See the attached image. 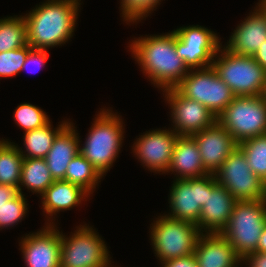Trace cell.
I'll return each mask as SVG.
<instances>
[{
	"label": "cell",
	"instance_id": "cell-1",
	"mask_svg": "<svg viewBox=\"0 0 266 267\" xmlns=\"http://www.w3.org/2000/svg\"><path fill=\"white\" fill-rule=\"evenodd\" d=\"M129 44L132 57L150 83L159 90L175 88L189 69L179 57L175 46V32L134 38Z\"/></svg>",
	"mask_w": 266,
	"mask_h": 267
},
{
	"label": "cell",
	"instance_id": "cell-20",
	"mask_svg": "<svg viewBox=\"0 0 266 267\" xmlns=\"http://www.w3.org/2000/svg\"><path fill=\"white\" fill-rule=\"evenodd\" d=\"M89 196L86 190L76 184L65 180H55L41 195L42 212L46 213L44 215L48 221L45 225H55L53 222L55 215L60 211L78 207L82 201H87L86 198L88 199Z\"/></svg>",
	"mask_w": 266,
	"mask_h": 267
},
{
	"label": "cell",
	"instance_id": "cell-17",
	"mask_svg": "<svg viewBox=\"0 0 266 267\" xmlns=\"http://www.w3.org/2000/svg\"><path fill=\"white\" fill-rule=\"evenodd\" d=\"M237 200L217 183L211 174V192H207L205 206L201 208L198 231L201 234L221 233L227 226Z\"/></svg>",
	"mask_w": 266,
	"mask_h": 267
},
{
	"label": "cell",
	"instance_id": "cell-8",
	"mask_svg": "<svg viewBox=\"0 0 266 267\" xmlns=\"http://www.w3.org/2000/svg\"><path fill=\"white\" fill-rule=\"evenodd\" d=\"M217 121L239 144L266 134V100L260 96H235Z\"/></svg>",
	"mask_w": 266,
	"mask_h": 267
},
{
	"label": "cell",
	"instance_id": "cell-5",
	"mask_svg": "<svg viewBox=\"0 0 266 267\" xmlns=\"http://www.w3.org/2000/svg\"><path fill=\"white\" fill-rule=\"evenodd\" d=\"M266 224V198L237 201L227 226L220 233L241 258L256 252Z\"/></svg>",
	"mask_w": 266,
	"mask_h": 267
},
{
	"label": "cell",
	"instance_id": "cell-31",
	"mask_svg": "<svg viewBox=\"0 0 266 267\" xmlns=\"http://www.w3.org/2000/svg\"><path fill=\"white\" fill-rule=\"evenodd\" d=\"M24 194L19 193L7 203H0V230L17 225L26 216L28 203Z\"/></svg>",
	"mask_w": 266,
	"mask_h": 267
},
{
	"label": "cell",
	"instance_id": "cell-28",
	"mask_svg": "<svg viewBox=\"0 0 266 267\" xmlns=\"http://www.w3.org/2000/svg\"><path fill=\"white\" fill-rule=\"evenodd\" d=\"M238 147L243 151L252 172L266 181V134L242 141Z\"/></svg>",
	"mask_w": 266,
	"mask_h": 267
},
{
	"label": "cell",
	"instance_id": "cell-39",
	"mask_svg": "<svg viewBox=\"0 0 266 267\" xmlns=\"http://www.w3.org/2000/svg\"><path fill=\"white\" fill-rule=\"evenodd\" d=\"M260 8L265 12L266 14V0H259V2L257 3Z\"/></svg>",
	"mask_w": 266,
	"mask_h": 267
},
{
	"label": "cell",
	"instance_id": "cell-35",
	"mask_svg": "<svg viewBox=\"0 0 266 267\" xmlns=\"http://www.w3.org/2000/svg\"><path fill=\"white\" fill-rule=\"evenodd\" d=\"M162 267H198L194 255L179 257L161 263Z\"/></svg>",
	"mask_w": 266,
	"mask_h": 267
},
{
	"label": "cell",
	"instance_id": "cell-37",
	"mask_svg": "<svg viewBox=\"0 0 266 267\" xmlns=\"http://www.w3.org/2000/svg\"><path fill=\"white\" fill-rule=\"evenodd\" d=\"M252 57L266 71V41L260 45Z\"/></svg>",
	"mask_w": 266,
	"mask_h": 267
},
{
	"label": "cell",
	"instance_id": "cell-24",
	"mask_svg": "<svg viewBox=\"0 0 266 267\" xmlns=\"http://www.w3.org/2000/svg\"><path fill=\"white\" fill-rule=\"evenodd\" d=\"M54 181L44 158H24L19 182L20 193L23 194L25 187L29 192L40 196Z\"/></svg>",
	"mask_w": 266,
	"mask_h": 267
},
{
	"label": "cell",
	"instance_id": "cell-9",
	"mask_svg": "<svg viewBox=\"0 0 266 267\" xmlns=\"http://www.w3.org/2000/svg\"><path fill=\"white\" fill-rule=\"evenodd\" d=\"M175 89L187 99L196 100L218 117L235 97L212 66L191 69Z\"/></svg>",
	"mask_w": 266,
	"mask_h": 267
},
{
	"label": "cell",
	"instance_id": "cell-32",
	"mask_svg": "<svg viewBox=\"0 0 266 267\" xmlns=\"http://www.w3.org/2000/svg\"><path fill=\"white\" fill-rule=\"evenodd\" d=\"M32 48L27 45L0 53V79L11 78L21 73L27 54Z\"/></svg>",
	"mask_w": 266,
	"mask_h": 267
},
{
	"label": "cell",
	"instance_id": "cell-4",
	"mask_svg": "<svg viewBox=\"0 0 266 267\" xmlns=\"http://www.w3.org/2000/svg\"><path fill=\"white\" fill-rule=\"evenodd\" d=\"M234 96H260L266 86V71L252 56L238 55L224 46L218 49L212 65Z\"/></svg>",
	"mask_w": 266,
	"mask_h": 267
},
{
	"label": "cell",
	"instance_id": "cell-29",
	"mask_svg": "<svg viewBox=\"0 0 266 267\" xmlns=\"http://www.w3.org/2000/svg\"><path fill=\"white\" fill-rule=\"evenodd\" d=\"M13 117L16 125L22 128L24 132L43 127L50 121L44 110L27 102L16 107Z\"/></svg>",
	"mask_w": 266,
	"mask_h": 267
},
{
	"label": "cell",
	"instance_id": "cell-12",
	"mask_svg": "<svg viewBox=\"0 0 266 267\" xmlns=\"http://www.w3.org/2000/svg\"><path fill=\"white\" fill-rule=\"evenodd\" d=\"M207 192H211V174L199 178L174 179L168 195L171 212L164 215L197 225Z\"/></svg>",
	"mask_w": 266,
	"mask_h": 267
},
{
	"label": "cell",
	"instance_id": "cell-14",
	"mask_svg": "<svg viewBox=\"0 0 266 267\" xmlns=\"http://www.w3.org/2000/svg\"><path fill=\"white\" fill-rule=\"evenodd\" d=\"M163 96L171 109L172 129L178 135L191 136L217 121L215 114L204 105L196 100L187 99L175 88L164 90Z\"/></svg>",
	"mask_w": 266,
	"mask_h": 267
},
{
	"label": "cell",
	"instance_id": "cell-18",
	"mask_svg": "<svg viewBox=\"0 0 266 267\" xmlns=\"http://www.w3.org/2000/svg\"><path fill=\"white\" fill-rule=\"evenodd\" d=\"M266 41V14L257 4L253 12L237 25L223 45L227 50L238 55L253 56L260 45Z\"/></svg>",
	"mask_w": 266,
	"mask_h": 267
},
{
	"label": "cell",
	"instance_id": "cell-36",
	"mask_svg": "<svg viewBox=\"0 0 266 267\" xmlns=\"http://www.w3.org/2000/svg\"><path fill=\"white\" fill-rule=\"evenodd\" d=\"M19 189L11 185L0 184V203H7L19 194Z\"/></svg>",
	"mask_w": 266,
	"mask_h": 267
},
{
	"label": "cell",
	"instance_id": "cell-33",
	"mask_svg": "<svg viewBox=\"0 0 266 267\" xmlns=\"http://www.w3.org/2000/svg\"><path fill=\"white\" fill-rule=\"evenodd\" d=\"M49 52L47 49H34L32 48L29 53L27 54V57L25 59V62L22 66V71L29 69L33 72H38L39 69L43 68L45 64H47V59ZM33 69H31L32 67ZM38 70V71H37Z\"/></svg>",
	"mask_w": 266,
	"mask_h": 267
},
{
	"label": "cell",
	"instance_id": "cell-27",
	"mask_svg": "<svg viewBox=\"0 0 266 267\" xmlns=\"http://www.w3.org/2000/svg\"><path fill=\"white\" fill-rule=\"evenodd\" d=\"M28 45L27 25L23 15L0 19V53Z\"/></svg>",
	"mask_w": 266,
	"mask_h": 267
},
{
	"label": "cell",
	"instance_id": "cell-23",
	"mask_svg": "<svg viewBox=\"0 0 266 267\" xmlns=\"http://www.w3.org/2000/svg\"><path fill=\"white\" fill-rule=\"evenodd\" d=\"M69 122L70 120H63L57 128H53L52 123L49 121L43 127L23 132V146L25 149L22 150V147L16 144L19 152L24 158H45L52 147L55 137Z\"/></svg>",
	"mask_w": 266,
	"mask_h": 267
},
{
	"label": "cell",
	"instance_id": "cell-41",
	"mask_svg": "<svg viewBox=\"0 0 266 267\" xmlns=\"http://www.w3.org/2000/svg\"><path fill=\"white\" fill-rule=\"evenodd\" d=\"M265 192H266V181L264 182Z\"/></svg>",
	"mask_w": 266,
	"mask_h": 267
},
{
	"label": "cell",
	"instance_id": "cell-11",
	"mask_svg": "<svg viewBox=\"0 0 266 267\" xmlns=\"http://www.w3.org/2000/svg\"><path fill=\"white\" fill-rule=\"evenodd\" d=\"M175 32L177 54L189 70L202 69L212 65L222 45L220 37L211 29L200 25L182 26ZM221 42V43H220Z\"/></svg>",
	"mask_w": 266,
	"mask_h": 267
},
{
	"label": "cell",
	"instance_id": "cell-6",
	"mask_svg": "<svg viewBox=\"0 0 266 267\" xmlns=\"http://www.w3.org/2000/svg\"><path fill=\"white\" fill-rule=\"evenodd\" d=\"M155 219L150 225L149 239L159 264L194 254L196 241L201 234L196 224L174 220L165 215Z\"/></svg>",
	"mask_w": 266,
	"mask_h": 267
},
{
	"label": "cell",
	"instance_id": "cell-38",
	"mask_svg": "<svg viewBox=\"0 0 266 267\" xmlns=\"http://www.w3.org/2000/svg\"><path fill=\"white\" fill-rule=\"evenodd\" d=\"M256 252L266 253V224L263 228Z\"/></svg>",
	"mask_w": 266,
	"mask_h": 267
},
{
	"label": "cell",
	"instance_id": "cell-21",
	"mask_svg": "<svg viewBox=\"0 0 266 267\" xmlns=\"http://www.w3.org/2000/svg\"><path fill=\"white\" fill-rule=\"evenodd\" d=\"M74 123L69 122L55 137L51 149L44 158L54 180H65L70 161L80 153L79 133Z\"/></svg>",
	"mask_w": 266,
	"mask_h": 267
},
{
	"label": "cell",
	"instance_id": "cell-30",
	"mask_svg": "<svg viewBox=\"0 0 266 267\" xmlns=\"http://www.w3.org/2000/svg\"><path fill=\"white\" fill-rule=\"evenodd\" d=\"M160 2L161 0H120L121 17L128 25L137 24L156 10Z\"/></svg>",
	"mask_w": 266,
	"mask_h": 267
},
{
	"label": "cell",
	"instance_id": "cell-34",
	"mask_svg": "<svg viewBox=\"0 0 266 267\" xmlns=\"http://www.w3.org/2000/svg\"><path fill=\"white\" fill-rule=\"evenodd\" d=\"M245 267H266V253L252 252L242 258Z\"/></svg>",
	"mask_w": 266,
	"mask_h": 267
},
{
	"label": "cell",
	"instance_id": "cell-22",
	"mask_svg": "<svg viewBox=\"0 0 266 267\" xmlns=\"http://www.w3.org/2000/svg\"><path fill=\"white\" fill-rule=\"evenodd\" d=\"M166 173H175V179L199 178L209 174L203 167L197 143L192 136L179 135Z\"/></svg>",
	"mask_w": 266,
	"mask_h": 267
},
{
	"label": "cell",
	"instance_id": "cell-15",
	"mask_svg": "<svg viewBox=\"0 0 266 267\" xmlns=\"http://www.w3.org/2000/svg\"><path fill=\"white\" fill-rule=\"evenodd\" d=\"M43 227L20 239L19 250L26 267H60L61 232L56 224Z\"/></svg>",
	"mask_w": 266,
	"mask_h": 267
},
{
	"label": "cell",
	"instance_id": "cell-7",
	"mask_svg": "<svg viewBox=\"0 0 266 267\" xmlns=\"http://www.w3.org/2000/svg\"><path fill=\"white\" fill-rule=\"evenodd\" d=\"M76 227L69 237L61 231L60 267H109L112 257L96 229L86 223Z\"/></svg>",
	"mask_w": 266,
	"mask_h": 267
},
{
	"label": "cell",
	"instance_id": "cell-2",
	"mask_svg": "<svg viewBox=\"0 0 266 267\" xmlns=\"http://www.w3.org/2000/svg\"><path fill=\"white\" fill-rule=\"evenodd\" d=\"M81 0H46L23 15L28 45L50 49L69 42L77 24Z\"/></svg>",
	"mask_w": 266,
	"mask_h": 267
},
{
	"label": "cell",
	"instance_id": "cell-40",
	"mask_svg": "<svg viewBox=\"0 0 266 267\" xmlns=\"http://www.w3.org/2000/svg\"><path fill=\"white\" fill-rule=\"evenodd\" d=\"M263 96H264V99L266 100V86H265V90H264Z\"/></svg>",
	"mask_w": 266,
	"mask_h": 267
},
{
	"label": "cell",
	"instance_id": "cell-19",
	"mask_svg": "<svg viewBox=\"0 0 266 267\" xmlns=\"http://www.w3.org/2000/svg\"><path fill=\"white\" fill-rule=\"evenodd\" d=\"M193 255L198 267H243L242 258L220 233L200 234Z\"/></svg>",
	"mask_w": 266,
	"mask_h": 267
},
{
	"label": "cell",
	"instance_id": "cell-25",
	"mask_svg": "<svg viewBox=\"0 0 266 267\" xmlns=\"http://www.w3.org/2000/svg\"><path fill=\"white\" fill-rule=\"evenodd\" d=\"M23 160L15 142L0 139V184L19 189Z\"/></svg>",
	"mask_w": 266,
	"mask_h": 267
},
{
	"label": "cell",
	"instance_id": "cell-3",
	"mask_svg": "<svg viewBox=\"0 0 266 267\" xmlns=\"http://www.w3.org/2000/svg\"><path fill=\"white\" fill-rule=\"evenodd\" d=\"M95 116L84 144L80 141L79 150L80 154L104 177L122 148L125 123L121 115L114 113L111 108H101Z\"/></svg>",
	"mask_w": 266,
	"mask_h": 267
},
{
	"label": "cell",
	"instance_id": "cell-13",
	"mask_svg": "<svg viewBox=\"0 0 266 267\" xmlns=\"http://www.w3.org/2000/svg\"><path fill=\"white\" fill-rule=\"evenodd\" d=\"M179 135L170 128L148 130L136 138L132 146L134 157L150 172L166 174Z\"/></svg>",
	"mask_w": 266,
	"mask_h": 267
},
{
	"label": "cell",
	"instance_id": "cell-26",
	"mask_svg": "<svg viewBox=\"0 0 266 267\" xmlns=\"http://www.w3.org/2000/svg\"><path fill=\"white\" fill-rule=\"evenodd\" d=\"M102 178L92 164L80 153L70 161L65 174V181L82 187L90 195L93 194Z\"/></svg>",
	"mask_w": 266,
	"mask_h": 267
},
{
	"label": "cell",
	"instance_id": "cell-10",
	"mask_svg": "<svg viewBox=\"0 0 266 267\" xmlns=\"http://www.w3.org/2000/svg\"><path fill=\"white\" fill-rule=\"evenodd\" d=\"M217 183L224 186L237 201H255L266 198L264 181L248 165L243 151L237 148L214 174Z\"/></svg>",
	"mask_w": 266,
	"mask_h": 267
},
{
	"label": "cell",
	"instance_id": "cell-16",
	"mask_svg": "<svg viewBox=\"0 0 266 267\" xmlns=\"http://www.w3.org/2000/svg\"><path fill=\"white\" fill-rule=\"evenodd\" d=\"M191 136L197 143L203 167L209 174H215L238 146L233 136L218 121Z\"/></svg>",
	"mask_w": 266,
	"mask_h": 267
}]
</instances>
